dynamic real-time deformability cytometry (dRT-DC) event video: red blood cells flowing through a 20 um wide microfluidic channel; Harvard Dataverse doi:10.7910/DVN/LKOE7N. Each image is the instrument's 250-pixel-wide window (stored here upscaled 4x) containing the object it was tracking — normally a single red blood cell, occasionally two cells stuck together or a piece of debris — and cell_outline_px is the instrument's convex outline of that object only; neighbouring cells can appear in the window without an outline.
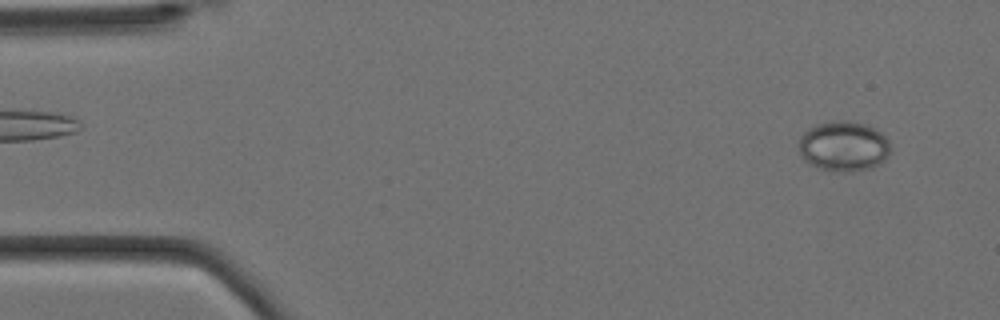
{"species": "Egyptian fruit bat (a non-hibernating species)", "species_latin": "Rousettus aegyptiacus", "temperature_condition": "cold", "stored_images_in_passage": 6, "camera_frame_rate_fps": 3000, "um_per_image_px": 0.085, "animal": {"sex": "female"}, "frame": {"image": 1, "passage_image": 6, "time_ms": 1.667, "image_size_px": [1000, 320], "cell_outline_px": [[888, 156], [880, 164], [872, 168], [852, 172], [832, 172], [816, 168], [808, 164], [800, 156], [796, 144], [800, 136], [808, 128], [816, 124], [828, 120], [844, 120], [868, 124], [880, 132], [888, 140]], "centroid_in_image_um": [71.63, 12.44], "position_along_channel_um": 13.4, "area_um2": 27.57}}